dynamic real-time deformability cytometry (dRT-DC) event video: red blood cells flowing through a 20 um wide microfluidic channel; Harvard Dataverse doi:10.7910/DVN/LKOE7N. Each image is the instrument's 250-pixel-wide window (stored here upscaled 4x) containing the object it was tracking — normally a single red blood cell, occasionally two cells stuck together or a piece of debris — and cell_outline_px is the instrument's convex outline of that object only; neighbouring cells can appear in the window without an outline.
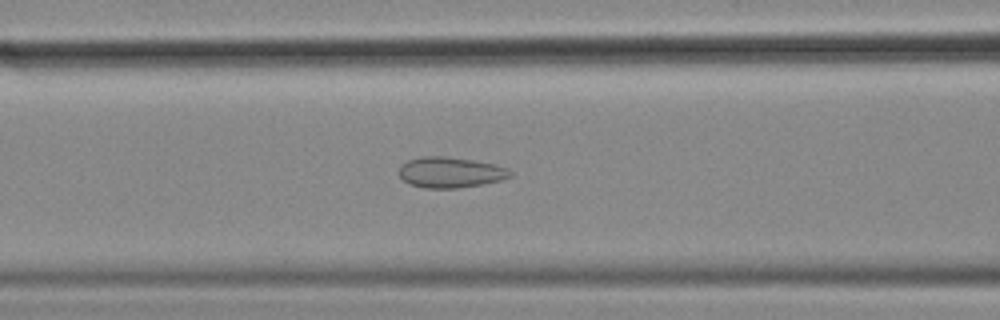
{"species": "common noctule bat (a hibernating species)", "species_latin": "Nyctalus noctula", "temperature_condition": "cold", "stored_images_in_passage": 38, "camera_frame_rate_fps": 3000, "um_per_image_px": 0.085, "animal": {"sex": "female", "body_mass_g": 18.4}, "frame": {"image": 1, "passage_image": 15, "time_ms": 4.667, "image_size_px": [1000, 320], "cell_outline_px": [[512, 176], [500, 180], [460, 188], [424, 188], [408, 184], [400, 176], [400, 164], [408, 160], [420, 156], [444, 156], [472, 160], [496, 164], [508, 168], [512, 172]], "centroid_in_image_um": [38.27, 14.64], "position_along_channel_um": 128.3, "area_um2": 19.94}}
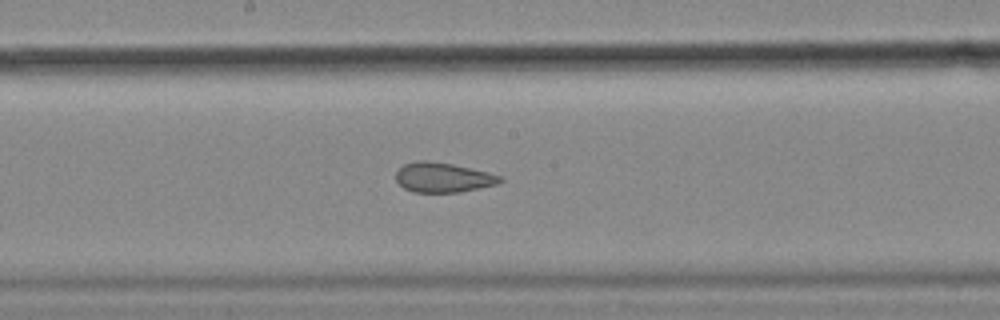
{"frame": {"image": 2, "passage_image": 22, "time_ms": 7.0, "image_size_px": [1000, 320], "cell_outline_px": [[504, 180], [500, 184], [460, 192], [412, 192], [404, 188], [396, 180], [396, 172], [404, 164], [416, 160], [428, 160], [452, 164], [488, 172], [504, 176]], "centroid_in_image_um": [37.7, 15.08], "position_along_channel_um": 210.5, "area_um2": 18.26}}
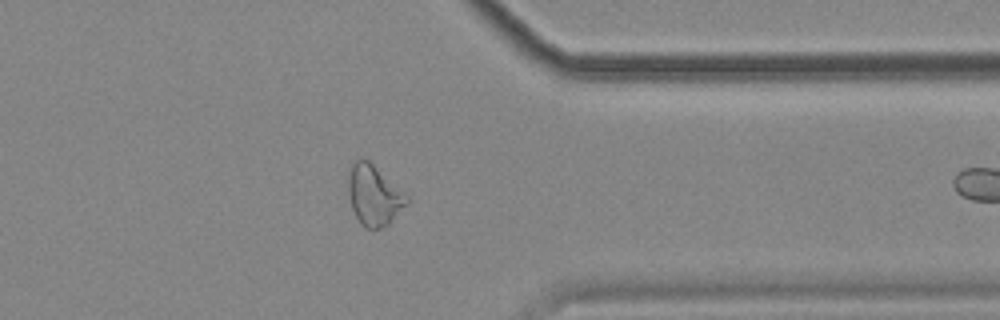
{"frame": {"image": 3, "passage_image": 37, "time_ms": 12.0, "image_size_px": [1000, 320], "cell_outline_px": [[408, 204], [388, 224], [380, 228], [364, 228], [360, 224], [352, 208], [348, 192], [348, 180], [352, 164], [360, 156], [368, 160], [404, 192], [408, 196]], "centroid_in_image_um": [31.78, 16.6], "position_along_channel_um": 379.6, "area_um2": 20.4}}